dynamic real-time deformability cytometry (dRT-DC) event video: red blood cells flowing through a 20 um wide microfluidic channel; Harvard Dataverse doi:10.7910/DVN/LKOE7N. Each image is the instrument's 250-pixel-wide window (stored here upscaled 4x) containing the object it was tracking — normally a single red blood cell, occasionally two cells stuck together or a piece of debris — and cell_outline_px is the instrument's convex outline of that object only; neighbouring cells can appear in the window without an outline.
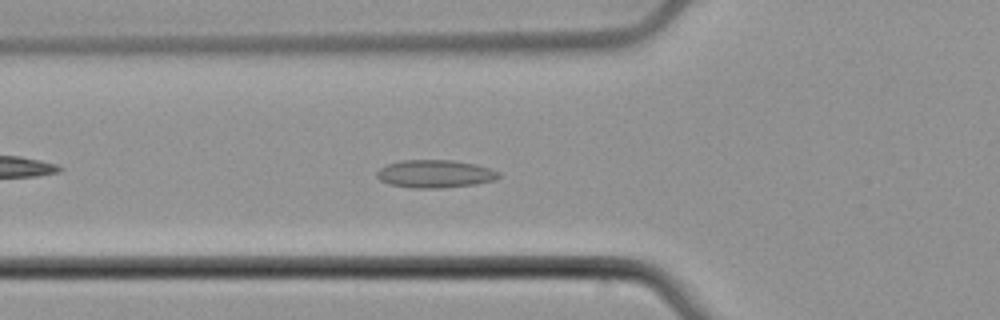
{"species": "common noctule bat (a hibernating species)", "species_latin": "Nyctalus noctula", "temperature_condition": "cold", "stored_images_in_passage": 44, "camera_frame_rate_fps": 3000, "um_per_image_px": 0.085, "animal": {"sex": "male", "body_mass_g": 21.5, "forearm_length_mm": 52.0}, "frame": {"image": 1, "passage_image": 9, "time_ms": 2.667, "image_size_px": [1000, 320], "cell_outline_px": [[500, 176], [496, 180], [476, 184], [440, 188], [412, 188], [388, 184], [380, 180], [376, 176], [376, 172], [380, 168], [388, 164], [400, 160], [452, 160], [476, 164], [500, 172]], "centroid_in_image_um": [36.97, 14.78], "position_along_channel_um": 88.8, "area_um2": 19.88}}
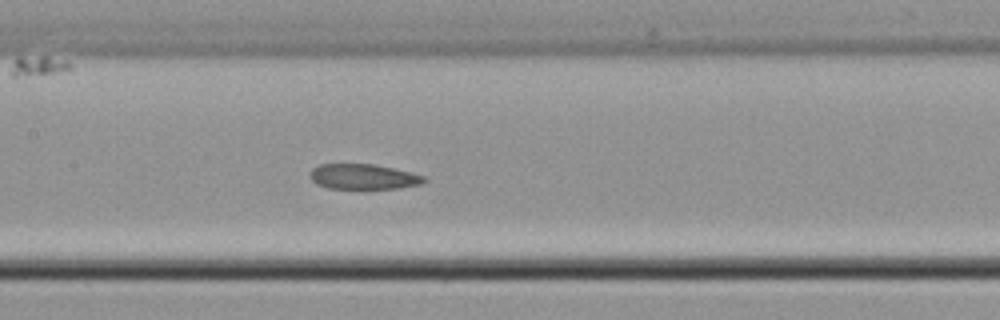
{"frame": {"image": 2, "passage_image": 16, "time_ms": 5.0, "image_size_px": [1000, 320], "cell_outline_px": [[428, 180], [420, 184], [400, 188], [328, 188], [316, 184], [312, 180], [312, 168], [320, 164], [376, 164], [412, 172], [424, 176]], "centroid_in_image_um": [30.93, 15.01], "position_along_channel_um": 176.5, "area_um2": 16.7}}
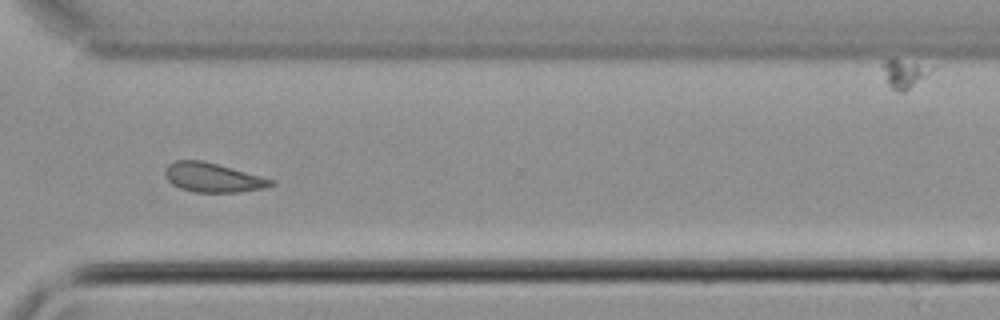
{"frame": {"image": 3, "passage_image": 30, "time_ms": 9.667, "image_size_px": [1000, 320], "cell_outline_px": [[276, 184], [264, 188], [240, 192], [192, 192], [180, 188], [172, 184], [168, 180], [164, 172], [168, 164], [176, 160], [204, 160], [276, 180]], "centroid_in_image_um": [18.11, 15.09], "position_along_channel_um": 352.5, "area_um2": 18.21}}